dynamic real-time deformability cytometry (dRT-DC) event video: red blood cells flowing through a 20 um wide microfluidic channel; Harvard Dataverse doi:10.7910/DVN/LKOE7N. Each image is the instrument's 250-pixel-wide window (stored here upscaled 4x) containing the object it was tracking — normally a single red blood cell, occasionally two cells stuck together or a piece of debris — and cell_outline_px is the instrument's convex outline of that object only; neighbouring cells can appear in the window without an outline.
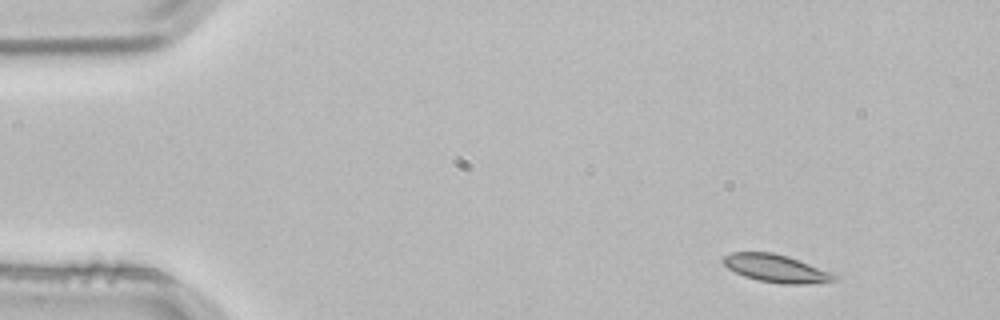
{"species": "common noctule bat (a hibernating species)", "species_latin": "Nyctalus noctula", "temperature_condition": "room temperature", "stored_images_in_passage": 4, "camera_frame_rate_fps": 3000, "um_per_image_px": 0.085, "animal": {"sex": "male", "body_mass_g": 21.5, "forearm_length_mm": 52.0}, "frame": {"image": 1, "passage_image": 1, "time_ms": 0.0, "image_size_px": [1000, 320], "cell_outline_px": [[840, 280], [804, 284], [780, 284], [760, 280], [744, 276], [728, 268], [720, 260], [724, 256], [732, 252], [772, 252], [788, 256], [840, 276]], "centroid_in_image_um": [65.97, 22.81], "position_along_channel_um": 19.0, "area_um2": 17.92}}